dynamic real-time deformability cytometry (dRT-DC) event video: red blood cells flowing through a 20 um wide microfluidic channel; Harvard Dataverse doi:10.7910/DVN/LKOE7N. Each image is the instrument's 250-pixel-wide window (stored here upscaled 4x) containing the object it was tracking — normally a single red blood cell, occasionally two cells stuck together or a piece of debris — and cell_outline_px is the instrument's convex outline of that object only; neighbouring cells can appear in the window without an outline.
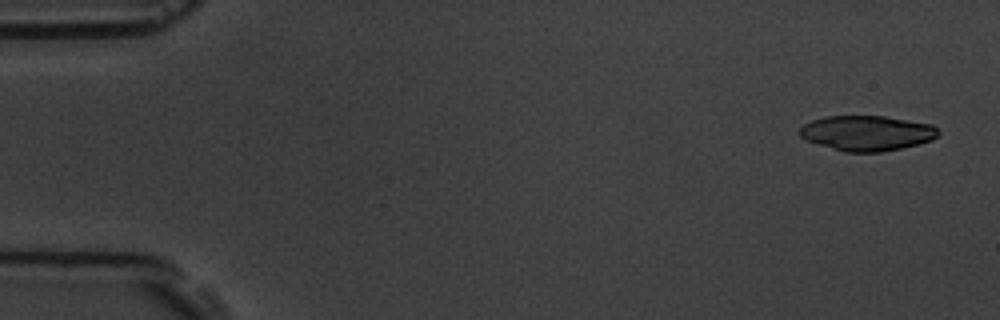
{"species": "common noctule bat (a hibernating species)", "species_latin": "Nyctalus noctula", "temperature_condition": "room temperature", "stored_images_in_passage": 5, "camera_frame_rate_fps": 3000, "um_per_image_px": 0.085, "animal": {"sex": "male", "body_mass_g": 19.5, "forearm_length_mm": 54.6}, "frame": {"image": 1, "passage_image": 1, "time_ms": 0.0, "image_size_px": [1000, 320], "cell_outline_px": [[940, 132], [932, 140], [900, 148], [880, 152], [844, 152], [804, 140], [796, 132], [804, 124], [812, 120], [824, 116], [884, 116], [932, 124]], "centroid_in_image_um": [73.63, 11.31], "position_along_channel_um": 11.4, "area_um2": 28.44}}